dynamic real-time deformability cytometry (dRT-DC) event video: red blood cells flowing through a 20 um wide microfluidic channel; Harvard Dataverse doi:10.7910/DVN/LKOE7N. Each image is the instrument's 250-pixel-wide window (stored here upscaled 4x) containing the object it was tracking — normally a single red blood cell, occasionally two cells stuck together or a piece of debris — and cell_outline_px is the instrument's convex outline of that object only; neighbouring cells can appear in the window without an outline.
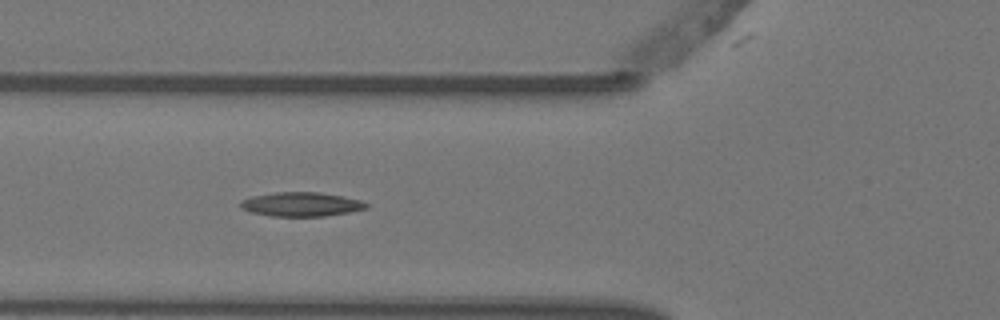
{"species": "Egyptian fruit bat (a non-hibernating species)", "species_latin": "Rousettus aegyptiacus", "temperature_condition": "warm", "stored_images_in_passage": 5, "camera_frame_rate_fps": 3000, "um_per_image_px": 0.085, "animal": {"sex": "female"}, "frame": {"image": 1, "passage_image": 5, "time_ms": 1.333, "image_size_px": [1000, 320], "cell_outline_px": [[368, 204], [364, 208], [348, 212], [324, 216], [272, 216], [252, 212], [240, 208], [240, 200], [252, 196], [276, 192], [320, 192], [360, 200]], "centroid_in_image_um": [25.54, 17.36], "position_along_channel_um": 100.3, "area_um2": 17.46}}